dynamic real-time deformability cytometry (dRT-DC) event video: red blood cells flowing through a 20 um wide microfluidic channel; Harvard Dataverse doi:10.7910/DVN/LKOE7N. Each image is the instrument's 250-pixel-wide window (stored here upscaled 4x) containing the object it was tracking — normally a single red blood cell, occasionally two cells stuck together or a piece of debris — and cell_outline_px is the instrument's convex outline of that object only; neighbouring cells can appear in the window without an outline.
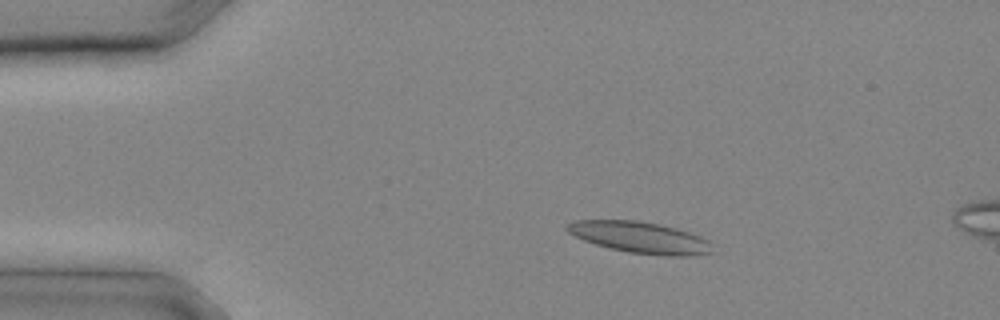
{"species": "common noctule bat (a hibernating species)", "species_latin": "Nyctalus noctula", "temperature_condition": "cold", "stored_images_in_passage": 7, "camera_frame_rate_fps": 3000, "um_per_image_px": 0.085, "animal": {"sex": "male", "body_mass_g": 20.4}, "frame": {"image": 1, "passage_image": 4, "time_ms": 1.0, "image_size_px": [1000, 320], "cell_outline_px": [[712, 252], [692, 256], [664, 256], [628, 252], [608, 248], [584, 240], [568, 232], [564, 228], [568, 224], [576, 220], [636, 220], [660, 224], [676, 228], [700, 236], [708, 240]], "centroid_in_image_um": [54.39, 20.18], "position_along_channel_um": 30.6, "area_um2": 26.47}}